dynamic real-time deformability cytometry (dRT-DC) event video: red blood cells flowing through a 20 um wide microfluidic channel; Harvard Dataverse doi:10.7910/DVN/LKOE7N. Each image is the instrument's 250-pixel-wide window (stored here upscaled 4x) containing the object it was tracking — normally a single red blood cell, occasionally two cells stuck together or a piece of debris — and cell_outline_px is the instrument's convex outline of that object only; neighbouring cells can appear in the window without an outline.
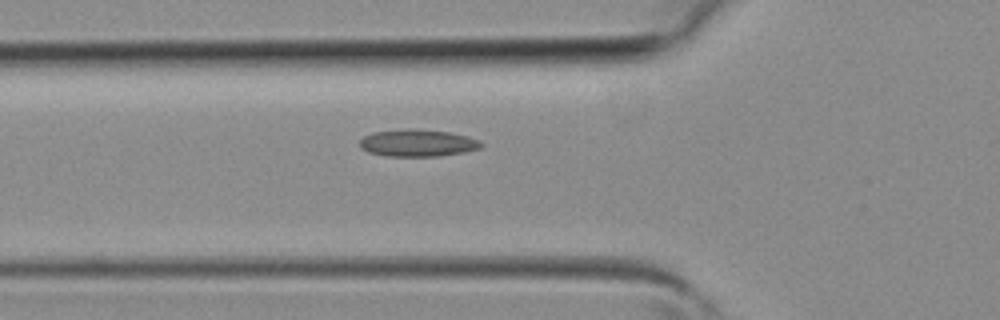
{"species": "common noctule bat (a hibernating species)", "species_latin": "Nyctalus noctula", "temperature_condition": "room temperature", "stored_images_in_passage": 2, "camera_frame_rate_fps": 3000, "um_per_image_px": 0.085, "animal": {"sex": "female", "body_mass_g": 19.3, "forearm_length_mm": 54.1}, "frame": {"image": 1, "passage_image": 2, "time_ms": 0.333, "image_size_px": [1000, 320], "cell_outline_px": [[484, 144], [480, 148], [464, 152], [440, 156], [388, 156], [368, 152], [360, 148], [360, 140], [364, 136], [372, 132], [404, 128], [412, 128], [448, 132], [468, 136], [480, 140]], "centroid_in_image_um": [35.5, 12.14], "position_along_channel_um": 90.3, "area_um2": 19.36}}